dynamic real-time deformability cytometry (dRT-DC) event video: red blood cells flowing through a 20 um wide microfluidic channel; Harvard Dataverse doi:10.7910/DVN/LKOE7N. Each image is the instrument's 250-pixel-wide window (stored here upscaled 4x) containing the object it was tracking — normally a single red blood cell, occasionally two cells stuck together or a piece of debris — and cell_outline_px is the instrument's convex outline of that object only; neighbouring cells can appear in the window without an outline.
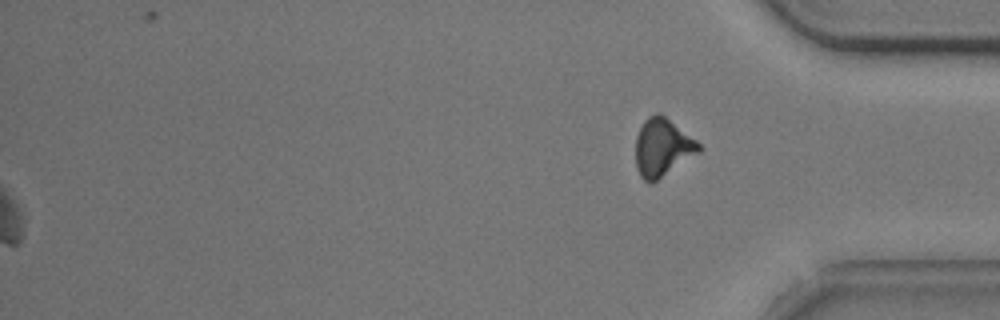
{"species": "common noctule bat (a hibernating species)", "species_latin": "Nyctalus noctula", "temperature_condition": "cold", "stored_images_in_passage": 44, "camera_frame_rate_fps": 3000, "um_per_image_px": 0.085, "animal": {"sex": "male", "body_mass_g": 20.5, "forearm_length_mm": 52.5}, "frame": {"image": 1, "passage_image": 44, "time_ms": 14.333, "image_size_px": [1000, 320], "cell_outline_px": [[704, 148], [700, 152], [652, 184], [644, 180], [640, 176], [636, 168], [636, 136], [644, 120], [648, 116], [656, 112], [660, 112], [696, 140]], "centroid_in_image_um": [56.31, 12.54], "position_along_channel_um": 378.9, "area_um2": 21.5}, "authors_computed_cell_mechanics": {"area_um2": 20.9814, "velocity_mm_per_s": 3.6735, "shape_relaxation_time_tau1_ms": 2.2276, "shape_relaxation_time_tau2_ms": null, "deformation_change_tau1": 0.105, "deformation_change_tau2": null}}